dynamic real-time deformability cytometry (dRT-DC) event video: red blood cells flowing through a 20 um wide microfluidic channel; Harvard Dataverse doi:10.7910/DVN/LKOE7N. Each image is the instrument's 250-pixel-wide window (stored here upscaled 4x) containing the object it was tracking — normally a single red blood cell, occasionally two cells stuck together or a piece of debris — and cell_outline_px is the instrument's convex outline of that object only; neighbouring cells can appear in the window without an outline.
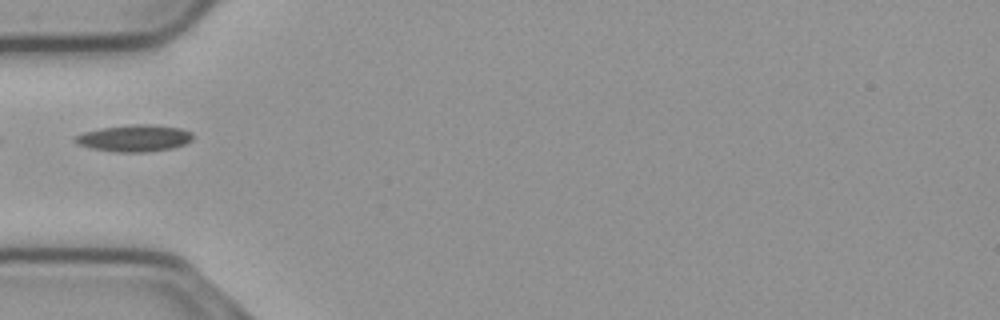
{"species": "common noctule bat (a hibernating species)", "species_latin": "Nyctalus noctula", "temperature_condition": "cold", "stored_images_in_passage": 8, "camera_frame_rate_fps": 3000, "um_per_image_px": 0.085, "animal": {"sex": "male", "body_mass_g": 23.1, "forearm_length_mm": 52.7}, "frame": {"image": 1, "passage_image": 1, "time_ms": 0.0, "image_size_px": [1000, 320], "cell_outline_px": [[192, 140], [184, 144], [172, 148], [148, 152], [116, 152], [92, 148], [76, 144], [72, 140], [72, 136], [84, 132], [100, 128], [132, 124], [148, 124], [180, 128], [192, 132]], "centroid_in_image_um": [11.37, 11.74], "position_along_channel_um": 73.6, "area_um2": 18.5}}
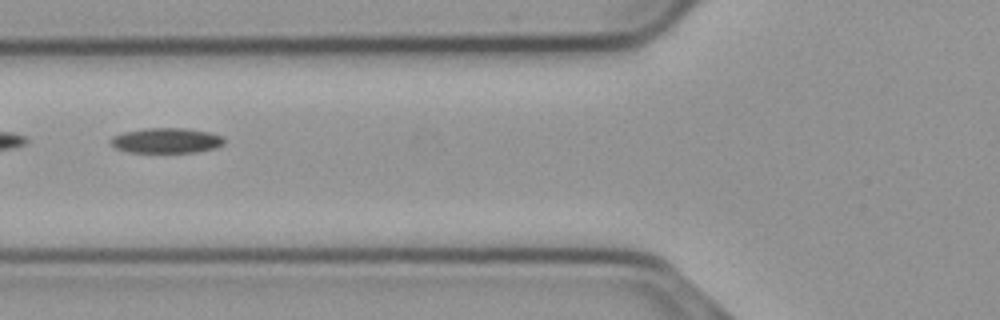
{"frame": {"image": 2, "passage_image": 4, "time_ms": 1.0, "image_size_px": [1000, 320], "cell_outline_px": [[224, 144], [216, 148], [196, 152], [128, 152], [116, 148], [108, 140], [112, 136], [124, 132], [144, 128], [184, 128], [208, 132], [220, 136], [224, 140]], "centroid_in_image_um": [14.11, 11.94], "position_along_channel_um": 111.7, "area_um2": 16.59}}